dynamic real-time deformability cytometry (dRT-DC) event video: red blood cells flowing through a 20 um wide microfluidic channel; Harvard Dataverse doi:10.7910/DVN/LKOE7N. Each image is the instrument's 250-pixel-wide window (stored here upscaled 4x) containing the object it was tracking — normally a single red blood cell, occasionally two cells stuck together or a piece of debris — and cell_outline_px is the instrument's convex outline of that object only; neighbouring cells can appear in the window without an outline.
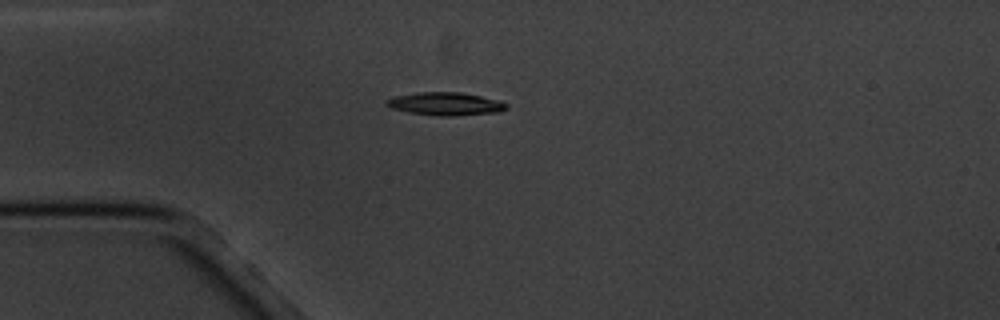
{"species": "common noctule bat (a hibernating species)", "species_latin": "Nyctalus noctula", "temperature_condition": "cold", "stored_images_in_passage": 7, "camera_frame_rate_fps": 3000, "um_per_image_px": 0.085, "animal": {"sex": "male", "body_mass_g": 20.1, "forearm_length_mm": 53.5}, "frame": {"image": 1, "passage_image": 1, "time_ms": 0.0, "image_size_px": [1000, 320], "cell_outline_px": [[508, 108], [500, 112], [452, 116], [436, 116], [408, 112], [392, 108], [384, 104], [388, 100], [396, 96], [420, 92], [460, 92], [500, 100], [508, 104]], "centroid_in_image_um": [37.92, 8.83], "position_along_channel_um": 47.1, "area_um2": 16.07}}
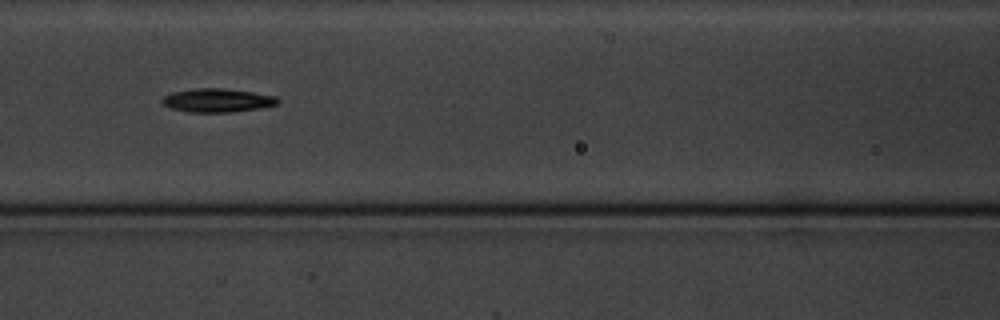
{"frame": {"image": 2, "passage_image": 4, "time_ms": 3.333, "image_size_px": [1000, 320], "cell_outline_px": [[280, 100], [276, 104], [256, 108], [228, 112], [188, 112], [172, 108], [164, 104], [160, 100], [164, 96], [172, 92], [192, 88], [224, 88], [252, 92], [276, 96]], "centroid_in_image_um": [18.43, 8.51], "position_along_channel_um": 148.2, "area_um2": 15.72}}
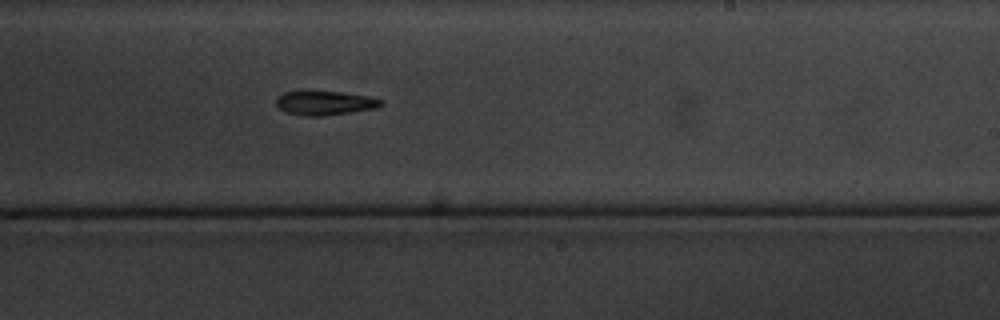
{"frame": {"image": 3, "passage_image": 7, "time_ms": 6.667, "image_size_px": [1000, 320], "cell_outline_px": [[384, 104], [376, 108], [324, 116], [304, 116], [284, 112], [276, 104], [276, 96], [284, 92], [300, 88], [304, 88], [340, 92], [368, 96], [384, 100]], "centroid_in_image_um": [27.53, 8.71], "position_along_channel_um": 261.5, "area_um2": 15.55}}